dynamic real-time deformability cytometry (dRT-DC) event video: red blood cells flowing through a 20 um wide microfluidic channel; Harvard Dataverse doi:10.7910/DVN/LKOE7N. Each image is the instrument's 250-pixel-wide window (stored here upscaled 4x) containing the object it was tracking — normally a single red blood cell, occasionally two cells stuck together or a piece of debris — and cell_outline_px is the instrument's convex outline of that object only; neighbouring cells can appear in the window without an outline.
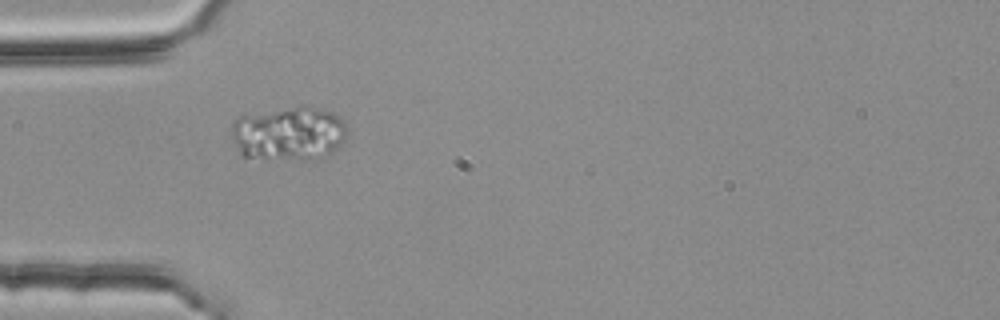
{"species": "common noctule bat (a hibernating species)", "species_latin": "Nyctalus noctula", "temperature_condition": "room temperature", "stored_images_in_passage": 2, "camera_frame_rate_fps": 3000, "um_per_image_px": 0.085, "animal": {"sex": "female", "body_mass_g": 25.1}, "frame": {"image": 1, "passage_image": 1, "time_ms": 0.0, "image_size_px": [1000, 320], "cell_outline_px": [[348, 136], [332, 152], [320, 160], [264, 160], [240, 156], [232, 140], [232, 124], [240, 116], [304, 104], [308, 104], [332, 112], [340, 116], [344, 120], [348, 128]], "centroid_in_image_um": [24.58, 11.37], "position_along_channel_um": 60.4, "area_um2": 37.74}}
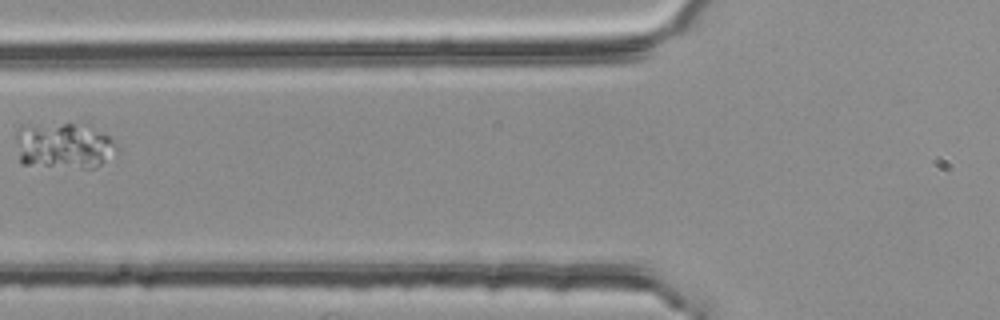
{"frame": {"image": 2, "passage_image": 2, "time_ms": 0.333, "image_size_px": [1000, 320], "cell_outline_px": [[120, 152], [96, 168], [80, 168], [20, 164], [16, 136], [16, 132], [28, 124], [72, 124], [100, 132], [108, 136], [120, 148]], "centroid_in_image_um": [5.45, 12.43], "position_along_channel_um": 120.4, "area_um2": 26.99}}